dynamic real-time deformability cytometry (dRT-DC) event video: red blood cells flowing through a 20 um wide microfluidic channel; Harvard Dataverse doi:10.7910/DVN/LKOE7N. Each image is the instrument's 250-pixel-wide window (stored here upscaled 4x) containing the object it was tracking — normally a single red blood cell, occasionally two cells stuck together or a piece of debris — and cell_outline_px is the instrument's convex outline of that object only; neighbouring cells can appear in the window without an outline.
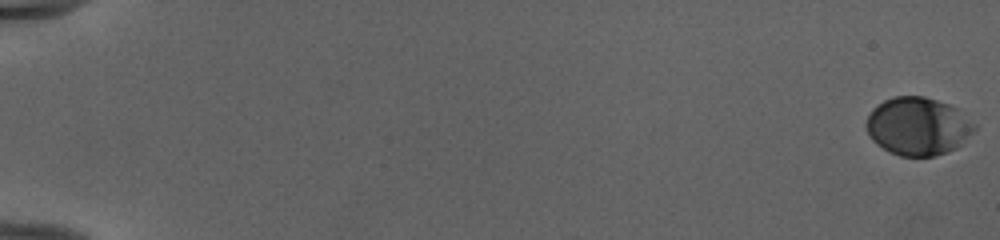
{"species": "human", "species_latin": "Homo sapiens", "temperature_condition": "cold", "stored_images_in_passage": 54, "camera_frame_rate_fps": 3000, "um_per_image_px": 0.085, "donor": {"sex": "female"}, "frame": {"image": 1, "passage_image": 1, "time_ms": 0.0, "image_size_px": [1000, 240], "cell_outline_px": [[976, 128], [956, 148], [948, 152], [936, 156], [900, 156], [888, 152], [876, 144], [868, 136], [864, 124], [872, 108], [884, 100], [896, 96], [924, 96], [948, 104], [956, 108], [976, 124]], "centroid_in_image_um": [77.98, 10.74], "position_along_channel_um": 7.0, "area_um2": 36.7}}
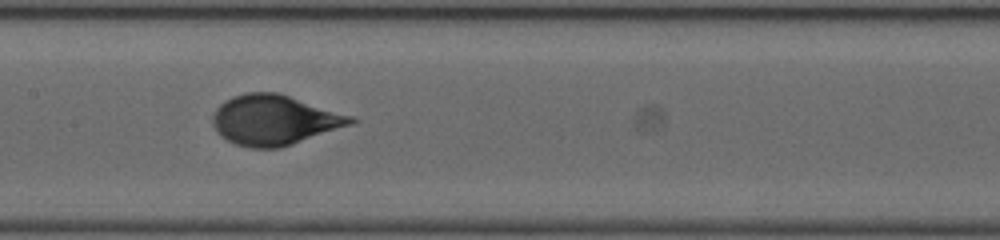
{"frame": {"image": 2, "passage_image": 30, "time_ms": 9.667, "image_size_px": [1000, 240], "cell_outline_px": [[360, 120], [352, 124], [280, 148], [252, 148], [232, 144], [220, 136], [216, 132], [212, 124], [212, 116], [216, 108], [220, 104], [232, 96], [248, 92], [276, 92], [352, 116]], "centroid_in_image_um": [23.27, 10.21], "position_along_channel_um": 184.1, "area_um2": 40.17}}
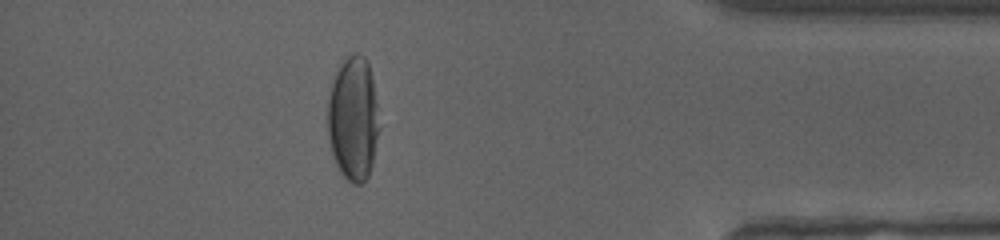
{"frame": {"image": 3, "passage_image": 49, "time_ms": 16.0, "image_size_px": [1000, 240], "cell_outline_px": [[380, 128], [372, 164], [368, 176], [360, 184], [352, 184], [340, 172], [336, 164], [328, 140], [328, 100], [332, 84], [336, 72], [344, 60], [348, 56], [356, 52], [360, 52], [364, 56], [368, 64], [372, 76]], "centroid_in_image_um": [30.03, 10.1], "position_along_channel_um": 405.2, "area_um2": 37.22}, "authors_computed_cell_mechanics": {"area_um2": 38.5815, "velocity_mm_per_s": 3.9647, "shape_relaxation_time_tau1_ms": 4.3472, "shape_relaxation_time_tau2_ms": null, "deformation_change_tau1": 0.196, "deformation_change_tau2": null}}